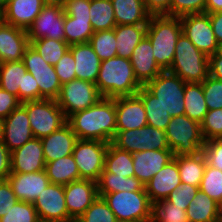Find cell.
Returning a JSON list of instances; mask_svg holds the SVG:
<instances>
[{
	"label": "cell",
	"mask_w": 222,
	"mask_h": 222,
	"mask_svg": "<svg viewBox=\"0 0 222 222\" xmlns=\"http://www.w3.org/2000/svg\"><path fill=\"white\" fill-rule=\"evenodd\" d=\"M172 0H143L146 10L151 15L171 16Z\"/></svg>",
	"instance_id": "56"
},
{
	"label": "cell",
	"mask_w": 222,
	"mask_h": 222,
	"mask_svg": "<svg viewBox=\"0 0 222 222\" xmlns=\"http://www.w3.org/2000/svg\"><path fill=\"white\" fill-rule=\"evenodd\" d=\"M199 187L181 183L175 190H173L168 196L167 200L174 205L181 207V209L187 210L191 201L196 196Z\"/></svg>",
	"instance_id": "48"
},
{
	"label": "cell",
	"mask_w": 222,
	"mask_h": 222,
	"mask_svg": "<svg viewBox=\"0 0 222 222\" xmlns=\"http://www.w3.org/2000/svg\"><path fill=\"white\" fill-rule=\"evenodd\" d=\"M109 143L98 140H81L75 143L72 155L77 165L80 179L98 181L105 168V156Z\"/></svg>",
	"instance_id": "10"
},
{
	"label": "cell",
	"mask_w": 222,
	"mask_h": 222,
	"mask_svg": "<svg viewBox=\"0 0 222 222\" xmlns=\"http://www.w3.org/2000/svg\"><path fill=\"white\" fill-rule=\"evenodd\" d=\"M21 104L26 108L34 138L42 139L67 123V118L54 99H39Z\"/></svg>",
	"instance_id": "6"
},
{
	"label": "cell",
	"mask_w": 222,
	"mask_h": 222,
	"mask_svg": "<svg viewBox=\"0 0 222 222\" xmlns=\"http://www.w3.org/2000/svg\"><path fill=\"white\" fill-rule=\"evenodd\" d=\"M181 33L180 17L150 16L146 36L152 44L153 56L163 71L169 70L173 63L176 42Z\"/></svg>",
	"instance_id": "3"
},
{
	"label": "cell",
	"mask_w": 222,
	"mask_h": 222,
	"mask_svg": "<svg viewBox=\"0 0 222 222\" xmlns=\"http://www.w3.org/2000/svg\"><path fill=\"white\" fill-rule=\"evenodd\" d=\"M78 139L110 143L116 134L115 98L101 97L91 107L67 118Z\"/></svg>",
	"instance_id": "1"
},
{
	"label": "cell",
	"mask_w": 222,
	"mask_h": 222,
	"mask_svg": "<svg viewBox=\"0 0 222 222\" xmlns=\"http://www.w3.org/2000/svg\"><path fill=\"white\" fill-rule=\"evenodd\" d=\"M116 25L148 24L151 14L146 10L143 0H111Z\"/></svg>",
	"instance_id": "29"
},
{
	"label": "cell",
	"mask_w": 222,
	"mask_h": 222,
	"mask_svg": "<svg viewBox=\"0 0 222 222\" xmlns=\"http://www.w3.org/2000/svg\"><path fill=\"white\" fill-rule=\"evenodd\" d=\"M77 136L66 123L57 131L41 139L45 163L72 154Z\"/></svg>",
	"instance_id": "26"
},
{
	"label": "cell",
	"mask_w": 222,
	"mask_h": 222,
	"mask_svg": "<svg viewBox=\"0 0 222 222\" xmlns=\"http://www.w3.org/2000/svg\"><path fill=\"white\" fill-rule=\"evenodd\" d=\"M33 138L27 111L22 104L1 120V140L10 152Z\"/></svg>",
	"instance_id": "16"
},
{
	"label": "cell",
	"mask_w": 222,
	"mask_h": 222,
	"mask_svg": "<svg viewBox=\"0 0 222 222\" xmlns=\"http://www.w3.org/2000/svg\"><path fill=\"white\" fill-rule=\"evenodd\" d=\"M202 152L209 166L222 171V139L205 141Z\"/></svg>",
	"instance_id": "51"
},
{
	"label": "cell",
	"mask_w": 222,
	"mask_h": 222,
	"mask_svg": "<svg viewBox=\"0 0 222 222\" xmlns=\"http://www.w3.org/2000/svg\"><path fill=\"white\" fill-rule=\"evenodd\" d=\"M182 32L193 45L206 56L213 55L217 50L216 38L207 13L187 14L180 17Z\"/></svg>",
	"instance_id": "13"
},
{
	"label": "cell",
	"mask_w": 222,
	"mask_h": 222,
	"mask_svg": "<svg viewBox=\"0 0 222 222\" xmlns=\"http://www.w3.org/2000/svg\"><path fill=\"white\" fill-rule=\"evenodd\" d=\"M66 0H43L44 6H58L64 8Z\"/></svg>",
	"instance_id": "61"
},
{
	"label": "cell",
	"mask_w": 222,
	"mask_h": 222,
	"mask_svg": "<svg viewBox=\"0 0 222 222\" xmlns=\"http://www.w3.org/2000/svg\"><path fill=\"white\" fill-rule=\"evenodd\" d=\"M0 222H40L33 203L18 200Z\"/></svg>",
	"instance_id": "45"
},
{
	"label": "cell",
	"mask_w": 222,
	"mask_h": 222,
	"mask_svg": "<svg viewBox=\"0 0 222 222\" xmlns=\"http://www.w3.org/2000/svg\"><path fill=\"white\" fill-rule=\"evenodd\" d=\"M95 84L105 98L132 96L142 87L134 75L130 59L118 56L101 61Z\"/></svg>",
	"instance_id": "2"
},
{
	"label": "cell",
	"mask_w": 222,
	"mask_h": 222,
	"mask_svg": "<svg viewBox=\"0 0 222 222\" xmlns=\"http://www.w3.org/2000/svg\"><path fill=\"white\" fill-rule=\"evenodd\" d=\"M116 130L140 129L147 125L142 99L137 95L115 98Z\"/></svg>",
	"instance_id": "18"
},
{
	"label": "cell",
	"mask_w": 222,
	"mask_h": 222,
	"mask_svg": "<svg viewBox=\"0 0 222 222\" xmlns=\"http://www.w3.org/2000/svg\"><path fill=\"white\" fill-rule=\"evenodd\" d=\"M147 24L116 25L114 28L116 37L117 56L130 59L133 50L146 35Z\"/></svg>",
	"instance_id": "30"
},
{
	"label": "cell",
	"mask_w": 222,
	"mask_h": 222,
	"mask_svg": "<svg viewBox=\"0 0 222 222\" xmlns=\"http://www.w3.org/2000/svg\"><path fill=\"white\" fill-rule=\"evenodd\" d=\"M29 45L27 30L10 25L0 18V63L22 60Z\"/></svg>",
	"instance_id": "19"
},
{
	"label": "cell",
	"mask_w": 222,
	"mask_h": 222,
	"mask_svg": "<svg viewBox=\"0 0 222 222\" xmlns=\"http://www.w3.org/2000/svg\"><path fill=\"white\" fill-rule=\"evenodd\" d=\"M41 139L33 138L11 152V173H33L45 168Z\"/></svg>",
	"instance_id": "20"
},
{
	"label": "cell",
	"mask_w": 222,
	"mask_h": 222,
	"mask_svg": "<svg viewBox=\"0 0 222 222\" xmlns=\"http://www.w3.org/2000/svg\"><path fill=\"white\" fill-rule=\"evenodd\" d=\"M65 13L58 6H44L32 25L27 29L29 43L41 38L65 41Z\"/></svg>",
	"instance_id": "15"
},
{
	"label": "cell",
	"mask_w": 222,
	"mask_h": 222,
	"mask_svg": "<svg viewBox=\"0 0 222 222\" xmlns=\"http://www.w3.org/2000/svg\"><path fill=\"white\" fill-rule=\"evenodd\" d=\"M44 170L52 184L64 186L80 180V174L72 154L47 162Z\"/></svg>",
	"instance_id": "31"
},
{
	"label": "cell",
	"mask_w": 222,
	"mask_h": 222,
	"mask_svg": "<svg viewBox=\"0 0 222 222\" xmlns=\"http://www.w3.org/2000/svg\"><path fill=\"white\" fill-rule=\"evenodd\" d=\"M200 126L205 141L222 139V108L208 110Z\"/></svg>",
	"instance_id": "46"
},
{
	"label": "cell",
	"mask_w": 222,
	"mask_h": 222,
	"mask_svg": "<svg viewBox=\"0 0 222 222\" xmlns=\"http://www.w3.org/2000/svg\"><path fill=\"white\" fill-rule=\"evenodd\" d=\"M202 89L208 110L222 108V80L209 75L202 82Z\"/></svg>",
	"instance_id": "47"
},
{
	"label": "cell",
	"mask_w": 222,
	"mask_h": 222,
	"mask_svg": "<svg viewBox=\"0 0 222 222\" xmlns=\"http://www.w3.org/2000/svg\"><path fill=\"white\" fill-rule=\"evenodd\" d=\"M98 196H103L106 193L121 192V191H145L144 184L135 176L125 177L118 176L108 172L105 168L102 171L99 180L97 181Z\"/></svg>",
	"instance_id": "33"
},
{
	"label": "cell",
	"mask_w": 222,
	"mask_h": 222,
	"mask_svg": "<svg viewBox=\"0 0 222 222\" xmlns=\"http://www.w3.org/2000/svg\"><path fill=\"white\" fill-rule=\"evenodd\" d=\"M55 71L61 84H65L76 79L75 60L68 49L61 59L54 65Z\"/></svg>",
	"instance_id": "50"
},
{
	"label": "cell",
	"mask_w": 222,
	"mask_h": 222,
	"mask_svg": "<svg viewBox=\"0 0 222 222\" xmlns=\"http://www.w3.org/2000/svg\"><path fill=\"white\" fill-rule=\"evenodd\" d=\"M63 9L72 18L91 19L90 0H66Z\"/></svg>",
	"instance_id": "53"
},
{
	"label": "cell",
	"mask_w": 222,
	"mask_h": 222,
	"mask_svg": "<svg viewBox=\"0 0 222 222\" xmlns=\"http://www.w3.org/2000/svg\"><path fill=\"white\" fill-rule=\"evenodd\" d=\"M216 53L222 55V41L218 42Z\"/></svg>",
	"instance_id": "62"
},
{
	"label": "cell",
	"mask_w": 222,
	"mask_h": 222,
	"mask_svg": "<svg viewBox=\"0 0 222 222\" xmlns=\"http://www.w3.org/2000/svg\"><path fill=\"white\" fill-rule=\"evenodd\" d=\"M115 222H137V221H131L126 219H116Z\"/></svg>",
	"instance_id": "64"
},
{
	"label": "cell",
	"mask_w": 222,
	"mask_h": 222,
	"mask_svg": "<svg viewBox=\"0 0 222 222\" xmlns=\"http://www.w3.org/2000/svg\"><path fill=\"white\" fill-rule=\"evenodd\" d=\"M185 81L169 70L162 71L144 87L155 97L171 117L185 114Z\"/></svg>",
	"instance_id": "7"
},
{
	"label": "cell",
	"mask_w": 222,
	"mask_h": 222,
	"mask_svg": "<svg viewBox=\"0 0 222 222\" xmlns=\"http://www.w3.org/2000/svg\"><path fill=\"white\" fill-rule=\"evenodd\" d=\"M102 96L96 84L80 79H74L62 84L60 94L56 99L66 118L77 111L85 110L94 105Z\"/></svg>",
	"instance_id": "11"
},
{
	"label": "cell",
	"mask_w": 222,
	"mask_h": 222,
	"mask_svg": "<svg viewBox=\"0 0 222 222\" xmlns=\"http://www.w3.org/2000/svg\"><path fill=\"white\" fill-rule=\"evenodd\" d=\"M12 0H0V8L2 9L6 4H8Z\"/></svg>",
	"instance_id": "63"
},
{
	"label": "cell",
	"mask_w": 222,
	"mask_h": 222,
	"mask_svg": "<svg viewBox=\"0 0 222 222\" xmlns=\"http://www.w3.org/2000/svg\"><path fill=\"white\" fill-rule=\"evenodd\" d=\"M180 185L178 165L173 158L144 185V188L152 203L166 200L170 193Z\"/></svg>",
	"instance_id": "22"
},
{
	"label": "cell",
	"mask_w": 222,
	"mask_h": 222,
	"mask_svg": "<svg viewBox=\"0 0 222 222\" xmlns=\"http://www.w3.org/2000/svg\"><path fill=\"white\" fill-rule=\"evenodd\" d=\"M217 42L222 41V12L208 14Z\"/></svg>",
	"instance_id": "59"
},
{
	"label": "cell",
	"mask_w": 222,
	"mask_h": 222,
	"mask_svg": "<svg viewBox=\"0 0 222 222\" xmlns=\"http://www.w3.org/2000/svg\"><path fill=\"white\" fill-rule=\"evenodd\" d=\"M209 75L222 80V55L216 52L209 56Z\"/></svg>",
	"instance_id": "58"
},
{
	"label": "cell",
	"mask_w": 222,
	"mask_h": 222,
	"mask_svg": "<svg viewBox=\"0 0 222 222\" xmlns=\"http://www.w3.org/2000/svg\"><path fill=\"white\" fill-rule=\"evenodd\" d=\"M111 143L130 153L146 150H170L165 131L149 125L140 129L116 130Z\"/></svg>",
	"instance_id": "9"
},
{
	"label": "cell",
	"mask_w": 222,
	"mask_h": 222,
	"mask_svg": "<svg viewBox=\"0 0 222 222\" xmlns=\"http://www.w3.org/2000/svg\"><path fill=\"white\" fill-rule=\"evenodd\" d=\"M69 50L75 60L76 79L95 84L101 66V60L88 43L69 45Z\"/></svg>",
	"instance_id": "27"
},
{
	"label": "cell",
	"mask_w": 222,
	"mask_h": 222,
	"mask_svg": "<svg viewBox=\"0 0 222 222\" xmlns=\"http://www.w3.org/2000/svg\"><path fill=\"white\" fill-rule=\"evenodd\" d=\"M18 99L21 103L40 99L39 86L29 72H25L22 81V88H18Z\"/></svg>",
	"instance_id": "52"
},
{
	"label": "cell",
	"mask_w": 222,
	"mask_h": 222,
	"mask_svg": "<svg viewBox=\"0 0 222 222\" xmlns=\"http://www.w3.org/2000/svg\"><path fill=\"white\" fill-rule=\"evenodd\" d=\"M91 19L72 18L65 15V41L68 45L88 43L94 31Z\"/></svg>",
	"instance_id": "39"
},
{
	"label": "cell",
	"mask_w": 222,
	"mask_h": 222,
	"mask_svg": "<svg viewBox=\"0 0 222 222\" xmlns=\"http://www.w3.org/2000/svg\"><path fill=\"white\" fill-rule=\"evenodd\" d=\"M0 139H1V120H0Z\"/></svg>",
	"instance_id": "65"
},
{
	"label": "cell",
	"mask_w": 222,
	"mask_h": 222,
	"mask_svg": "<svg viewBox=\"0 0 222 222\" xmlns=\"http://www.w3.org/2000/svg\"><path fill=\"white\" fill-rule=\"evenodd\" d=\"M116 217L103 197L98 196L75 222H115Z\"/></svg>",
	"instance_id": "44"
},
{
	"label": "cell",
	"mask_w": 222,
	"mask_h": 222,
	"mask_svg": "<svg viewBox=\"0 0 222 222\" xmlns=\"http://www.w3.org/2000/svg\"><path fill=\"white\" fill-rule=\"evenodd\" d=\"M206 0H172L171 17L205 13Z\"/></svg>",
	"instance_id": "49"
},
{
	"label": "cell",
	"mask_w": 222,
	"mask_h": 222,
	"mask_svg": "<svg viewBox=\"0 0 222 222\" xmlns=\"http://www.w3.org/2000/svg\"><path fill=\"white\" fill-rule=\"evenodd\" d=\"M178 165L181 183L200 187L204 170L207 165L203 152L196 155H181L173 157Z\"/></svg>",
	"instance_id": "32"
},
{
	"label": "cell",
	"mask_w": 222,
	"mask_h": 222,
	"mask_svg": "<svg viewBox=\"0 0 222 222\" xmlns=\"http://www.w3.org/2000/svg\"><path fill=\"white\" fill-rule=\"evenodd\" d=\"M173 157L172 150H146L132 153L134 176L145 185Z\"/></svg>",
	"instance_id": "25"
},
{
	"label": "cell",
	"mask_w": 222,
	"mask_h": 222,
	"mask_svg": "<svg viewBox=\"0 0 222 222\" xmlns=\"http://www.w3.org/2000/svg\"><path fill=\"white\" fill-rule=\"evenodd\" d=\"M43 7V0H12L2 8L0 18L10 25L27 30Z\"/></svg>",
	"instance_id": "23"
},
{
	"label": "cell",
	"mask_w": 222,
	"mask_h": 222,
	"mask_svg": "<svg viewBox=\"0 0 222 222\" xmlns=\"http://www.w3.org/2000/svg\"><path fill=\"white\" fill-rule=\"evenodd\" d=\"M30 45L42 56L43 60L50 65H56L64 53L69 49L66 41L49 38H41L30 42Z\"/></svg>",
	"instance_id": "42"
},
{
	"label": "cell",
	"mask_w": 222,
	"mask_h": 222,
	"mask_svg": "<svg viewBox=\"0 0 222 222\" xmlns=\"http://www.w3.org/2000/svg\"><path fill=\"white\" fill-rule=\"evenodd\" d=\"M102 197L116 219L149 222L151 201L146 191L113 192L106 193Z\"/></svg>",
	"instance_id": "8"
},
{
	"label": "cell",
	"mask_w": 222,
	"mask_h": 222,
	"mask_svg": "<svg viewBox=\"0 0 222 222\" xmlns=\"http://www.w3.org/2000/svg\"><path fill=\"white\" fill-rule=\"evenodd\" d=\"M136 94L143 101L147 125L165 131L172 117L160 104L158 98L152 95L144 86Z\"/></svg>",
	"instance_id": "35"
},
{
	"label": "cell",
	"mask_w": 222,
	"mask_h": 222,
	"mask_svg": "<svg viewBox=\"0 0 222 222\" xmlns=\"http://www.w3.org/2000/svg\"><path fill=\"white\" fill-rule=\"evenodd\" d=\"M91 26L94 32L116 27L111 0H90Z\"/></svg>",
	"instance_id": "37"
},
{
	"label": "cell",
	"mask_w": 222,
	"mask_h": 222,
	"mask_svg": "<svg viewBox=\"0 0 222 222\" xmlns=\"http://www.w3.org/2000/svg\"><path fill=\"white\" fill-rule=\"evenodd\" d=\"M105 169L118 176H134L132 153L119 149L110 142L105 156Z\"/></svg>",
	"instance_id": "36"
},
{
	"label": "cell",
	"mask_w": 222,
	"mask_h": 222,
	"mask_svg": "<svg viewBox=\"0 0 222 222\" xmlns=\"http://www.w3.org/2000/svg\"><path fill=\"white\" fill-rule=\"evenodd\" d=\"M22 62L27 72L35 78L40 91V99L56 100L62 84L59 81L55 67L43 60L42 56L29 45L24 53Z\"/></svg>",
	"instance_id": "12"
},
{
	"label": "cell",
	"mask_w": 222,
	"mask_h": 222,
	"mask_svg": "<svg viewBox=\"0 0 222 222\" xmlns=\"http://www.w3.org/2000/svg\"><path fill=\"white\" fill-rule=\"evenodd\" d=\"M169 71L186 83H202L209 76V56L199 51L182 32Z\"/></svg>",
	"instance_id": "4"
},
{
	"label": "cell",
	"mask_w": 222,
	"mask_h": 222,
	"mask_svg": "<svg viewBox=\"0 0 222 222\" xmlns=\"http://www.w3.org/2000/svg\"><path fill=\"white\" fill-rule=\"evenodd\" d=\"M11 174V152L0 139V180H6Z\"/></svg>",
	"instance_id": "57"
},
{
	"label": "cell",
	"mask_w": 222,
	"mask_h": 222,
	"mask_svg": "<svg viewBox=\"0 0 222 222\" xmlns=\"http://www.w3.org/2000/svg\"><path fill=\"white\" fill-rule=\"evenodd\" d=\"M185 115L199 124L208 112L202 83H185L184 89Z\"/></svg>",
	"instance_id": "34"
},
{
	"label": "cell",
	"mask_w": 222,
	"mask_h": 222,
	"mask_svg": "<svg viewBox=\"0 0 222 222\" xmlns=\"http://www.w3.org/2000/svg\"><path fill=\"white\" fill-rule=\"evenodd\" d=\"M114 29L96 31L90 37L89 44L101 61L117 56Z\"/></svg>",
	"instance_id": "41"
},
{
	"label": "cell",
	"mask_w": 222,
	"mask_h": 222,
	"mask_svg": "<svg viewBox=\"0 0 222 222\" xmlns=\"http://www.w3.org/2000/svg\"><path fill=\"white\" fill-rule=\"evenodd\" d=\"M17 201L9 181L0 180V218L7 214Z\"/></svg>",
	"instance_id": "54"
},
{
	"label": "cell",
	"mask_w": 222,
	"mask_h": 222,
	"mask_svg": "<svg viewBox=\"0 0 222 222\" xmlns=\"http://www.w3.org/2000/svg\"><path fill=\"white\" fill-rule=\"evenodd\" d=\"M65 203L70 218L75 222L98 197L97 182L80 179L64 185Z\"/></svg>",
	"instance_id": "17"
},
{
	"label": "cell",
	"mask_w": 222,
	"mask_h": 222,
	"mask_svg": "<svg viewBox=\"0 0 222 222\" xmlns=\"http://www.w3.org/2000/svg\"><path fill=\"white\" fill-rule=\"evenodd\" d=\"M222 12V0H206L205 13Z\"/></svg>",
	"instance_id": "60"
},
{
	"label": "cell",
	"mask_w": 222,
	"mask_h": 222,
	"mask_svg": "<svg viewBox=\"0 0 222 222\" xmlns=\"http://www.w3.org/2000/svg\"><path fill=\"white\" fill-rule=\"evenodd\" d=\"M21 102L18 97L0 87V120L6 118Z\"/></svg>",
	"instance_id": "55"
},
{
	"label": "cell",
	"mask_w": 222,
	"mask_h": 222,
	"mask_svg": "<svg viewBox=\"0 0 222 222\" xmlns=\"http://www.w3.org/2000/svg\"><path fill=\"white\" fill-rule=\"evenodd\" d=\"M149 222H189L186 210L167 199L151 203Z\"/></svg>",
	"instance_id": "40"
},
{
	"label": "cell",
	"mask_w": 222,
	"mask_h": 222,
	"mask_svg": "<svg viewBox=\"0 0 222 222\" xmlns=\"http://www.w3.org/2000/svg\"><path fill=\"white\" fill-rule=\"evenodd\" d=\"M199 189L222 206V171L207 164Z\"/></svg>",
	"instance_id": "43"
},
{
	"label": "cell",
	"mask_w": 222,
	"mask_h": 222,
	"mask_svg": "<svg viewBox=\"0 0 222 222\" xmlns=\"http://www.w3.org/2000/svg\"><path fill=\"white\" fill-rule=\"evenodd\" d=\"M26 67L22 60L0 63V87L18 97Z\"/></svg>",
	"instance_id": "38"
},
{
	"label": "cell",
	"mask_w": 222,
	"mask_h": 222,
	"mask_svg": "<svg viewBox=\"0 0 222 222\" xmlns=\"http://www.w3.org/2000/svg\"><path fill=\"white\" fill-rule=\"evenodd\" d=\"M33 204L40 222H74L66 208L63 185L50 183Z\"/></svg>",
	"instance_id": "14"
},
{
	"label": "cell",
	"mask_w": 222,
	"mask_h": 222,
	"mask_svg": "<svg viewBox=\"0 0 222 222\" xmlns=\"http://www.w3.org/2000/svg\"><path fill=\"white\" fill-rule=\"evenodd\" d=\"M130 62L134 75L142 86L163 71L153 56V47L146 35L133 50Z\"/></svg>",
	"instance_id": "24"
},
{
	"label": "cell",
	"mask_w": 222,
	"mask_h": 222,
	"mask_svg": "<svg viewBox=\"0 0 222 222\" xmlns=\"http://www.w3.org/2000/svg\"><path fill=\"white\" fill-rule=\"evenodd\" d=\"M165 133L174 156L196 155L205 145L200 124L185 114L172 117Z\"/></svg>",
	"instance_id": "5"
},
{
	"label": "cell",
	"mask_w": 222,
	"mask_h": 222,
	"mask_svg": "<svg viewBox=\"0 0 222 222\" xmlns=\"http://www.w3.org/2000/svg\"><path fill=\"white\" fill-rule=\"evenodd\" d=\"M7 180L17 199L29 203H34L50 184L45 170L33 173H11Z\"/></svg>",
	"instance_id": "21"
},
{
	"label": "cell",
	"mask_w": 222,
	"mask_h": 222,
	"mask_svg": "<svg viewBox=\"0 0 222 222\" xmlns=\"http://www.w3.org/2000/svg\"><path fill=\"white\" fill-rule=\"evenodd\" d=\"M186 214L189 222H222V206L200 189Z\"/></svg>",
	"instance_id": "28"
}]
</instances>
